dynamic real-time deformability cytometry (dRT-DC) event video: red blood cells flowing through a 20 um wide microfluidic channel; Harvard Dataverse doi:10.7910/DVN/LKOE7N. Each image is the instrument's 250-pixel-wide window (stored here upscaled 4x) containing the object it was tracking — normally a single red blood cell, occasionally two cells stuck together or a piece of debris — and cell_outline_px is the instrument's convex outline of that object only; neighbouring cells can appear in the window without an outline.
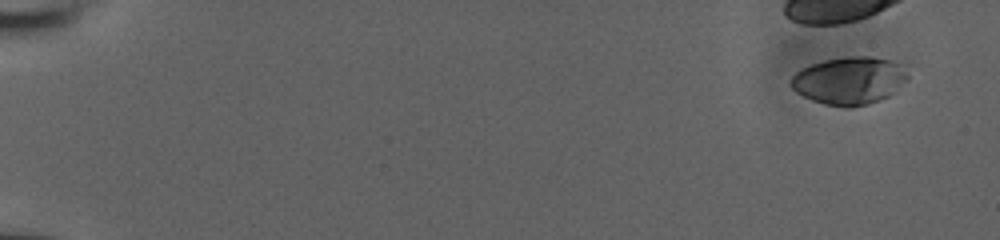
{"species": "human", "species_latin": "Homo sapiens", "temperature_condition": "room temperature", "stored_images_in_passage": 46, "camera_frame_rate_fps": 3000, "um_per_image_px": 0.085, "donor": {"sex": "male"}, "frame": {"image": 1, "passage_image": 1, "time_ms": 0.0, "image_size_px": [1000, 240], "cell_outline_px": [[908, 80], [888, 96], [880, 100], [868, 104], [848, 108], [844, 108], [824, 104], [812, 100], [796, 92], [788, 84], [788, 80], [800, 68], [824, 60], [848, 56], [872, 56], [904, 64], [908, 76]], "centroid_in_image_um": [72.18, 6.85], "position_along_channel_um": 12.8, "area_um2": 32.83}}